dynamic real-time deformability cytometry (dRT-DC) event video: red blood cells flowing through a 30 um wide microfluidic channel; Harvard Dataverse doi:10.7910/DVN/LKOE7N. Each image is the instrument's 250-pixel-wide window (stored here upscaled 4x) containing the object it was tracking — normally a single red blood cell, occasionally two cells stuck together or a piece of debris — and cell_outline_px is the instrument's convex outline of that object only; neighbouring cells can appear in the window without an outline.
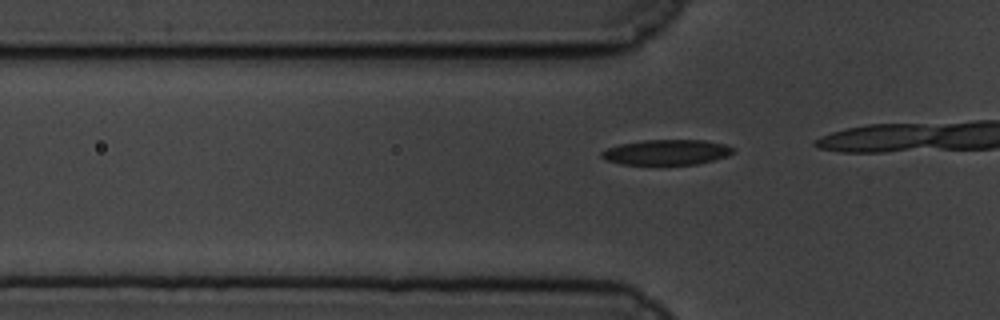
{"species": "common noctule bat (a hibernating species)", "species_latin": "Nyctalus noctula", "temperature_condition": "cold", "stored_images_in_passage": 10, "camera_frame_rate_fps": 3000, "um_per_image_px": 0.085, "animal": {"sex": "male", "body_mass_g": 19.5, "forearm_length_mm": 54.6}, "frame": {"image": 1, "passage_image": 7, "time_ms": 2.0, "image_size_px": [1000, 320], "cell_outline_px": [[736, 148], [728, 156], [700, 164], [620, 164], [608, 160], [600, 156], [600, 152], [608, 148], [620, 144], [644, 140], [704, 140], [724, 144]], "centroid_in_image_um": [56.69, 12.94], "position_along_channel_um": 69.1, "area_um2": 19.31}}